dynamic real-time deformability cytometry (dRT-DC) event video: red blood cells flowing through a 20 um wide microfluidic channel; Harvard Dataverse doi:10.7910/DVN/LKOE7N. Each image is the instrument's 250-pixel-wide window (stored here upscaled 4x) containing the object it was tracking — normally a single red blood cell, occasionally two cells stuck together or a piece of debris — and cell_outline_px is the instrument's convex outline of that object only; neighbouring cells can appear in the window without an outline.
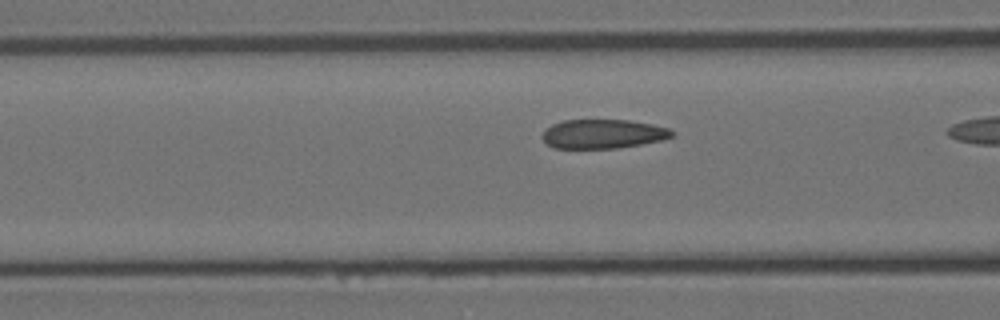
{"species": "Egyptian fruit bat (a non-hibernating species)", "species_latin": "Rousettus aegyptiacus", "temperature_condition": "room temperature", "stored_images_in_passage": 8, "camera_frame_rate_fps": 3000, "um_per_image_px": 0.085, "animal": {"sex": "female"}, "frame": {"image": 1, "passage_image": 7, "time_ms": 2.0, "image_size_px": [1000, 320], "cell_outline_px": [[676, 132], [672, 136], [664, 140], [616, 148], [552, 148], [540, 136], [544, 128], [552, 124], [564, 120], [628, 120], [652, 124], [668, 128]], "centroid_in_image_um": [51.23, 11.38], "position_along_channel_um": 115.4, "area_um2": 22.14}}